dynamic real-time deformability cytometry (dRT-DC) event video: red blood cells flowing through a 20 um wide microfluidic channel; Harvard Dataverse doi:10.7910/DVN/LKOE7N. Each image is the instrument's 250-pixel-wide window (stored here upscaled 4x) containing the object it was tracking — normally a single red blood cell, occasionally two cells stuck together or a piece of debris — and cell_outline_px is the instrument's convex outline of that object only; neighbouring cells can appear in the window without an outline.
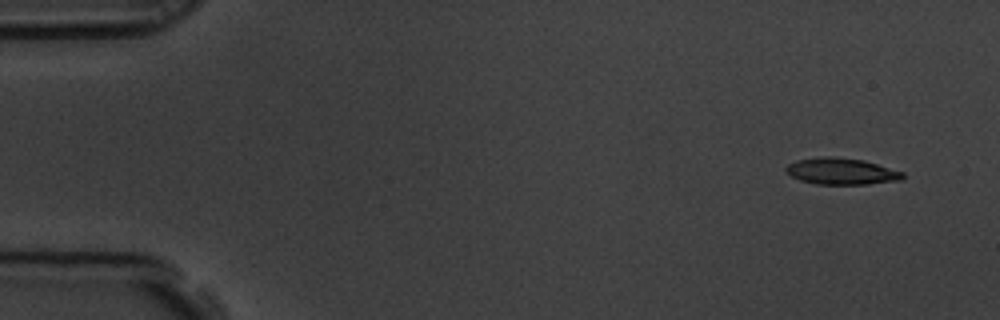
{"species": "common noctule bat (a hibernating species)", "species_latin": "Nyctalus noctula", "temperature_condition": "room temperature", "stored_images_in_passage": 5, "camera_frame_rate_fps": 3000, "um_per_image_px": 0.085, "animal": {"sex": "male", "body_mass_g": 19.5, "forearm_length_mm": 54.6}, "frame": {"image": 1, "passage_image": 1, "time_ms": 0.0, "image_size_px": [1000, 320], "cell_outline_px": [[904, 176], [900, 180], [868, 184], [816, 184], [800, 180], [792, 176], [784, 168], [788, 164], [796, 160], [820, 156], [836, 156], [864, 160], [904, 172]], "centroid_in_image_um": [71.51, 14.55], "position_along_channel_um": 13.5, "area_um2": 18.09}}
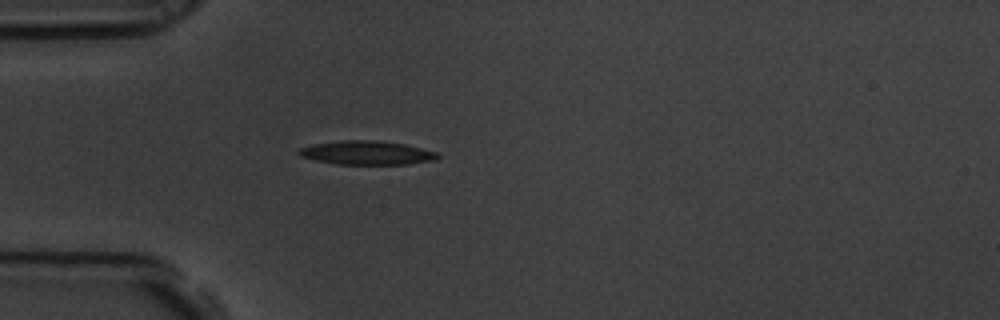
{"frame": {"image": 2, "passage_image": 5, "time_ms": 1.333, "image_size_px": [1000, 320], "cell_outline_px": [[440, 156], [436, 160], [408, 164], [336, 164], [316, 160], [300, 156], [296, 152], [300, 148], [312, 144], [340, 140], [376, 140], [404, 144], [436, 152]], "centroid_in_image_um": [31.15, 12.98], "position_along_channel_um": 53.8, "area_um2": 19.25}}